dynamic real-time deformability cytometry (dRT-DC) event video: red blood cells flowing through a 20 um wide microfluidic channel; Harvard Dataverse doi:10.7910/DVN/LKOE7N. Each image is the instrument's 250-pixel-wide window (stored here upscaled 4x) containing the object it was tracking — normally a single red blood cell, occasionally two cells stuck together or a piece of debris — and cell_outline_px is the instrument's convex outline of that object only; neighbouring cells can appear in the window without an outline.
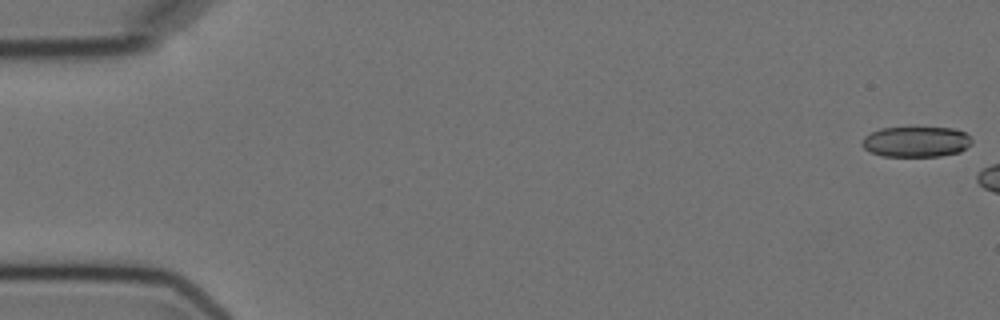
{"species": "Egyptian fruit bat (a non-hibernating species)", "species_latin": "Rousettus aegyptiacus", "temperature_condition": "cold", "stored_images_in_passage": 3, "camera_frame_rate_fps": 3000, "um_per_image_px": 0.085, "animal": {"sex": "female"}, "frame": {"image": 1, "passage_image": 1, "time_ms": 0.0, "image_size_px": [1000, 320], "cell_outline_px": [[972, 144], [960, 152], [940, 156], [884, 156], [872, 152], [864, 148], [860, 144], [864, 136], [880, 128], [952, 128], [964, 132], [972, 136]], "centroid_in_image_um": [77.89, 12.05], "position_along_channel_um": 7.1, "area_um2": 19.54}}